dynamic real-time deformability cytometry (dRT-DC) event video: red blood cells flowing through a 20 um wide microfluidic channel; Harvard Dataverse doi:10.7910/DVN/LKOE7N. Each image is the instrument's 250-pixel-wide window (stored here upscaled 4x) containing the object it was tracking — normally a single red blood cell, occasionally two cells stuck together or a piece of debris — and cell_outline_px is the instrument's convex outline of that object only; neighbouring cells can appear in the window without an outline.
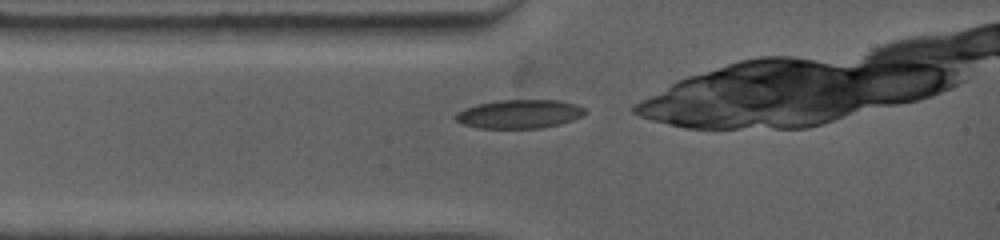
{"species": "common noctule bat (a hibernating species)", "species_latin": "Nyctalus noctula", "temperature_condition": "warm", "stored_images_in_passage": 5, "camera_frame_rate_fps": 4500, "um_per_image_px": 0.085, "animal": {"sex": "female", "body_mass_g": 19.0, "forearm_length_mm": 53.3}, "frame": {"image": 1, "passage_image": 1, "time_ms": 0.0, "image_size_px": [1000, 240], "cell_outline_px": [[588, 112], [584, 116], [560, 124], [540, 128], [476, 128], [464, 124], [456, 120], [452, 116], [456, 112], [464, 108], [480, 104], [500, 100], [560, 100], [576, 104], [584, 108]], "centroid_in_image_um": [44.17, 9.69], "position_along_channel_um": 40.8, "area_um2": 21.79}}
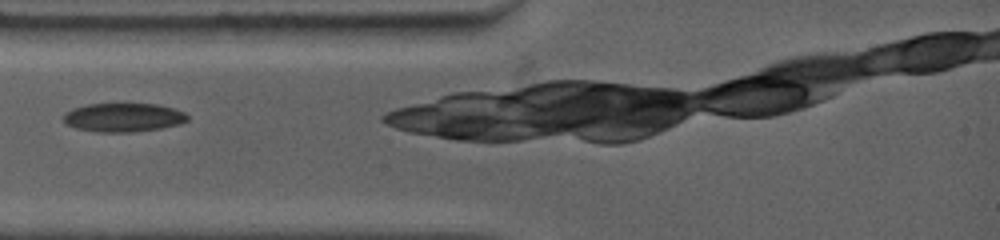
{"frame": {"image": 2, "passage_image": 3, "time_ms": 0.889, "image_size_px": [1000, 240], "cell_outline_px": [[188, 120], [180, 124], [160, 128], [132, 132], [96, 132], [76, 128], [68, 124], [64, 120], [64, 112], [72, 108], [88, 104], [156, 104], [172, 108], [184, 112], [188, 116]], "centroid_in_image_um": [10.48, 9.98], "position_along_channel_um": 74.5, "area_um2": 20.69}}